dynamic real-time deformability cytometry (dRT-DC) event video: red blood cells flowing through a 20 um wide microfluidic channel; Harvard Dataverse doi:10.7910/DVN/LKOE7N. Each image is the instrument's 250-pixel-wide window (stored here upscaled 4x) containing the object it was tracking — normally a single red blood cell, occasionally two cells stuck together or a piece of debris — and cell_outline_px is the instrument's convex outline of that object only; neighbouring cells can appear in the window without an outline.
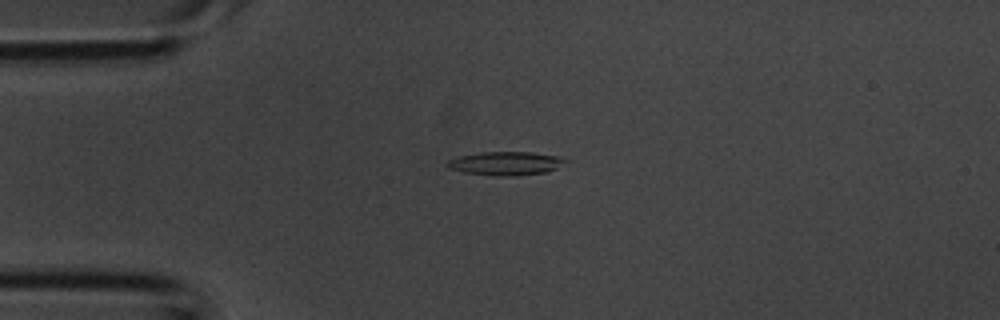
{"species": "common noctule bat (a hibernating species)", "species_latin": "Nyctalus noctula", "temperature_condition": "room temperature", "stored_images_in_passage": 2, "camera_frame_rate_fps": 3000, "um_per_image_px": 0.085, "animal": {"sex": "male", "body_mass_g": 20.1, "forearm_length_mm": 53.5}, "frame": {"image": 1, "passage_image": 2, "time_ms": 0.333, "image_size_px": [1000, 320], "cell_outline_px": [[568, 160], [556, 168], [544, 172], [516, 176], [496, 176], [464, 172], [448, 168], [444, 164], [448, 160], [460, 156], [480, 152], [532, 152], [560, 156]], "centroid_in_image_um": [42.96, 13.88], "position_along_channel_um": 42.0, "area_um2": 16.24}}